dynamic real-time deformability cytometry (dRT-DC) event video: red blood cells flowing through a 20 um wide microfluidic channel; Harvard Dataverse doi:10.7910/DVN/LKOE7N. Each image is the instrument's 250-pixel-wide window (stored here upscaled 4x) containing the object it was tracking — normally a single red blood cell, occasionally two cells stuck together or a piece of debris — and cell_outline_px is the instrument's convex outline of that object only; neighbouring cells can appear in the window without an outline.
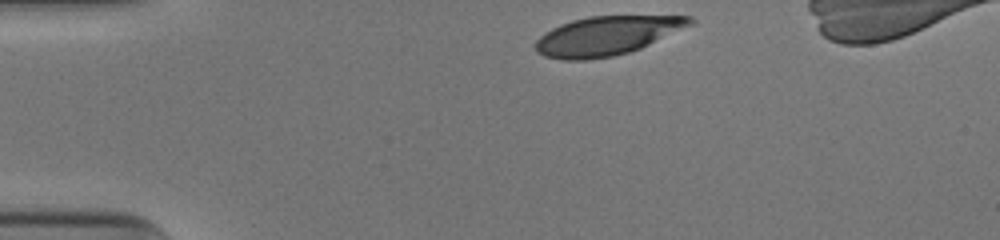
{"species": "human", "species_latin": "Homo sapiens", "temperature_condition": "cold", "stored_images_in_passage": 33, "camera_frame_rate_fps": 3000, "um_per_image_px": 0.085, "donor": {"sex": "male"}, "frame": {"image": 1, "passage_image": 1, "time_ms": 0.0, "image_size_px": [1000, 240], "cell_outline_px": [[696, 20], [692, 24], [640, 48], [628, 52], [612, 56], [584, 60], [560, 60], [544, 56], [536, 52], [536, 40], [544, 32], [560, 24], [572, 20], [588, 16], [692, 16]], "centroid_in_image_um": [51.53, 3.03], "position_along_channel_um": 33.5, "area_um2": 34.85}}
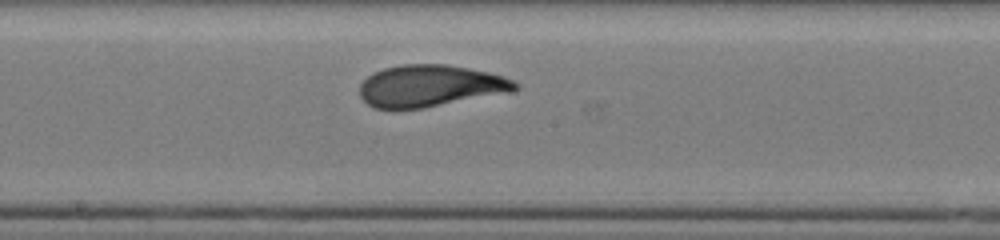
{"frame": {"image": 2, "passage_image": 19, "time_ms": 6.0, "image_size_px": [1000, 240], "cell_outline_px": [[520, 88], [512, 92], [424, 108], [372, 108], [360, 96], [360, 84], [368, 76], [384, 68], [404, 64], [448, 64], [488, 72], [504, 76], [520, 84]], "centroid_in_image_um": [36.61, 7.3], "position_along_channel_um": 211.6, "area_um2": 37.92}}
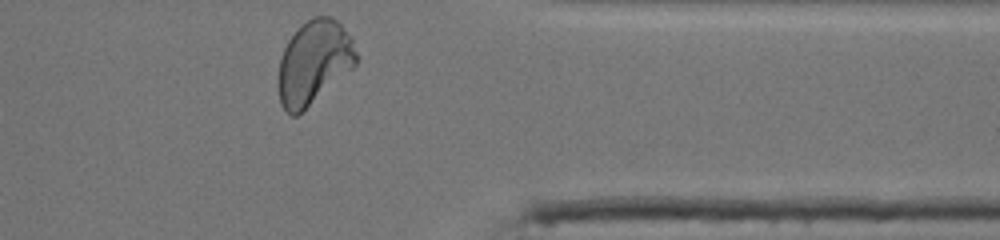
{"frame": {"image": 3, "passage_image": 33, "time_ms": 10.667, "image_size_px": [1000, 240], "cell_outline_px": [[356, 64], [352, 68], [296, 116], [292, 116], [280, 104], [276, 84], [276, 80], [280, 60], [284, 48], [288, 40], [300, 24], [312, 16], [332, 16], [352, 36], [356, 52]], "centroid_in_image_um": [26.64, 5.27], "position_along_channel_um": 384.8, "area_um2": 38.03}, "authors_computed_cell_mechanics": {"area_um2": 37.4544, "velocity_mm_per_s": 3.9189, "shape_relaxation_time_tau1_ms": 4.5712, "shape_relaxation_time_tau2_ms": 0.8961, "deformation_change_tau1": 0.1828, "deformation_change_tau2": 0.058}}